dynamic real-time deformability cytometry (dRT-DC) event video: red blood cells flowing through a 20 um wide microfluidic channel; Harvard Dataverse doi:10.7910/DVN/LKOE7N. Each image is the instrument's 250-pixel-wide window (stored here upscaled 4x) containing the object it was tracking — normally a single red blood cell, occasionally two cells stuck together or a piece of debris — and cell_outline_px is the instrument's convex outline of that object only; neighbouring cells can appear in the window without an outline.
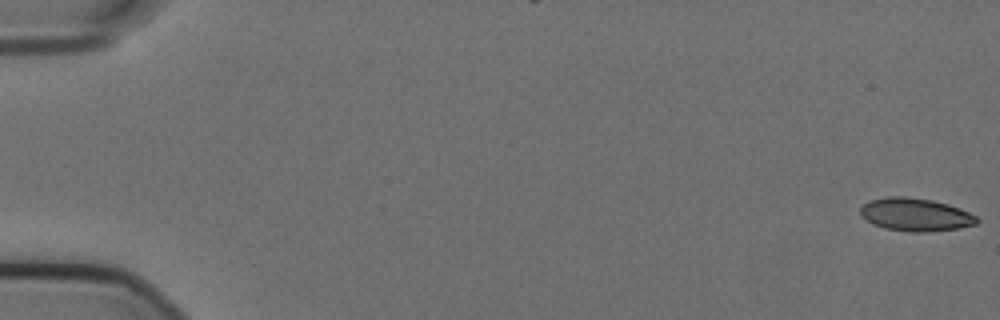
{"species": "Egyptian fruit bat (a non-hibernating species)", "species_latin": "Rousettus aegyptiacus", "temperature_condition": "cold", "stored_images_in_passage": 45, "segment_of_instrument_passage": [1, 3], "camera_frame_rate_fps": 3000, "um_per_image_px": 0.085, "animal": {"sex": "female"}, "frame": {"image": 1, "passage_image": 1, "time_ms": 0.0, "image_size_px": [1000, 320], "cell_outline_px": [[980, 220], [976, 224], [960, 228], [924, 232], [908, 232], [884, 228], [872, 224], [860, 216], [860, 208], [868, 200], [888, 196], [904, 196], [932, 200], [948, 204], [960, 208], [976, 216]], "centroid_in_image_um": [77.79, 18.24], "position_along_channel_um": 7.2, "area_um2": 22.6}}